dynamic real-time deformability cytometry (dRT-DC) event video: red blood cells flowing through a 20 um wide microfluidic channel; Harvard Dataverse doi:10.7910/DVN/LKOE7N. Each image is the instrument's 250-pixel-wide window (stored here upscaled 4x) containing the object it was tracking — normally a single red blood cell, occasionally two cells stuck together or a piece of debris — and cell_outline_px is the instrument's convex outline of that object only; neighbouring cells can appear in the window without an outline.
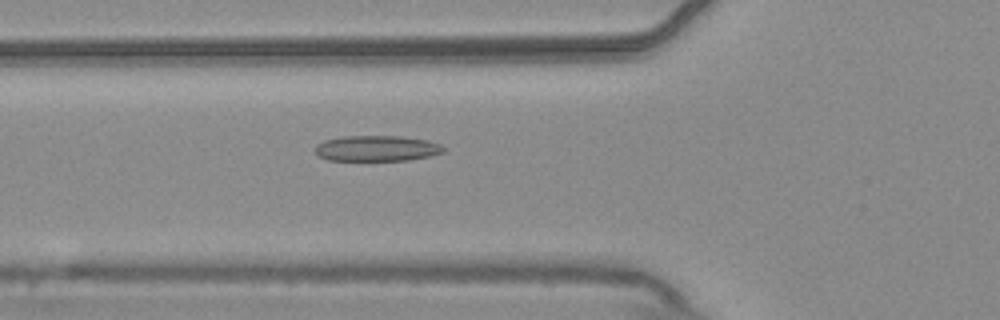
{"species": "common noctule bat (a hibernating species)", "species_latin": "Nyctalus noctula", "temperature_condition": "warm", "stored_images_in_passage": 33, "camera_frame_rate_fps": 3000, "um_per_image_px": 0.085, "animal": {"sex": "male", "body_mass_g": 20.4}, "frame": {"image": 1, "passage_image": 3, "time_ms": 0.667, "image_size_px": [1000, 320], "cell_outline_px": [[444, 152], [428, 156], [408, 160], [328, 160], [320, 156], [316, 152], [316, 144], [324, 140], [340, 136], [400, 136], [428, 140], [440, 144], [444, 148]], "centroid_in_image_um": [32.02, 12.6], "position_along_channel_um": 93.8, "area_um2": 19.13}}
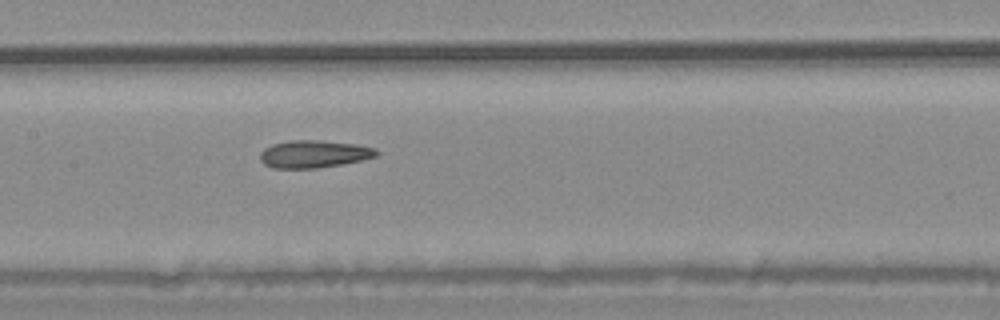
{"frame": {"image": 2, "passage_image": 10, "time_ms": 3.0, "image_size_px": [1000, 320], "cell_outline_px": [[380, 152], [376, 156], [360, 160], [340, 164], [316, 168], [272, 168], [264, 164], [260, 160], [260, 152], [264, 148], [272, 144], [288, 140], [316, 140], [356, 144], [376, 148]], "centroid_in_image_um": [26.65, 13.08], "position_along_channel_um": 180.7, "area_um2": 18.61}}
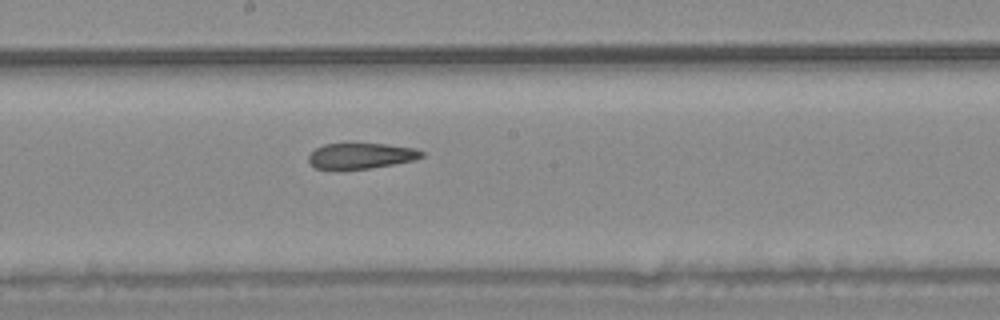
{"frame": {"image": 3, "passage_image": 13, "time_ms": 4.0, "image_size_px": [1000, 320], "cell_outline_px": [[424, 156], [416, 160], [368, 168], [340, 172], [336, 172], [316, 168], [308, 160], [308, 156], [316, 148], [324, 144], [388, 144], [416, 148], [424, 152]], "centroid_in_image_um": [30.67, 13.28], "position_along_channel_um": 217.5, "area_um2": 17.4}, "authors_computed_cell_mechanics": {"area_um2": 18.5538, "velocity_mm_per_s": 3.7036, "shape_relaxation_time_tau1_ms": null, "shape_relaxation_time_tau2_ms": 4.438, "deformation_change_tau1": null, "deformation_change_tau2": 0.1395}}